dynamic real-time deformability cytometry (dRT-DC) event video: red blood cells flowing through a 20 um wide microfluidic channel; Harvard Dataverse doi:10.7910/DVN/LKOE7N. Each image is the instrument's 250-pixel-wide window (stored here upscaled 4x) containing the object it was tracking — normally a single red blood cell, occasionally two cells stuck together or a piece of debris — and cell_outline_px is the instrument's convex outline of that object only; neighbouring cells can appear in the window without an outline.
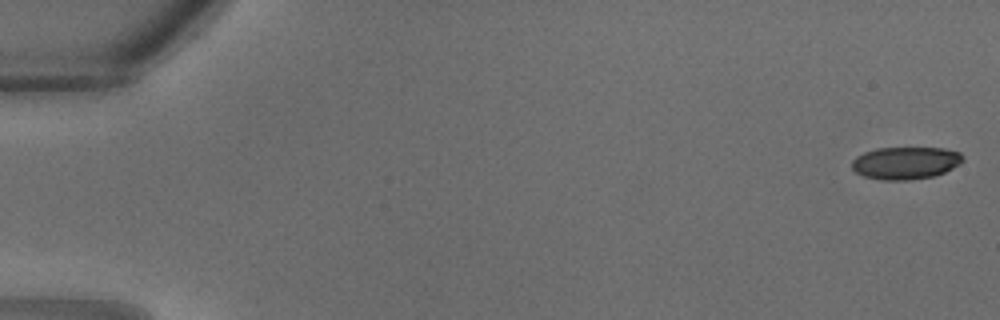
{"species": "common noctule bat (a hibernating species)", "species_latin": "Nyctalus noctula", "temperature_condition": "warm", "stored_images_in_passage": 33, "camera_frame_rate_fps": 3000, "um_per_image_px": 0.085, "animal": {"sex": "male", "body_mass_g": 18.8}, "frame": {"image": 1, "passage_image": 1, "time_ms": 0.0, "image_size_px": [1000, 320], "cell_outline_px": [[964, 160], [960, 164], [944, 172], [932, 176], [908, 180], [880, 180], [864, 176], [856, 172], [852, 168], [852, 160], [856, 156], [864, 152], [876, 148], [944, 148], [960, 152], [964, 156]], "centroid_in_image_um": [76.97, 13.84], "position_along_channel_um": 8.0, "area_um2": 21.04}}
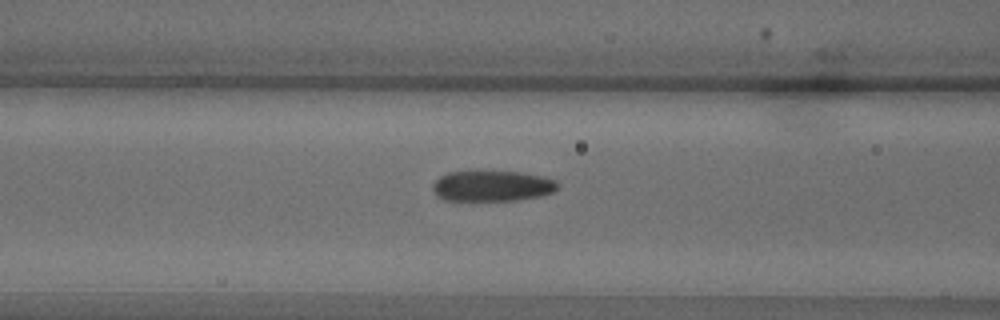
{"frame": {"image": 2, "passage_image": 14, "time_ms": 4.333, "image_size_px": [1000, 320], "cell_outline_px": [[560, 188], [552, 192], [540, 196], [516, 200], [444, 200], [436, 196], [432, 188], [432, 184], [440, 176], [448, 172], [520, 172], [540, 176], [556, 180], [560, 184]], "centroid_in_image_um": [41.84, 15.81], "position_along_channel_um": 124.8, "area_um2": 22.25}}
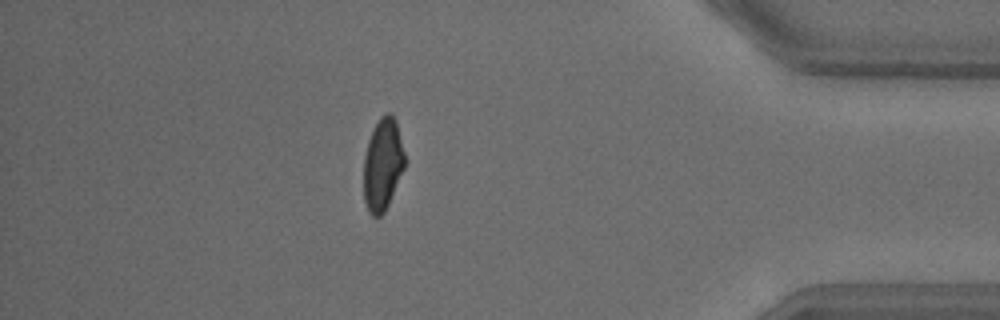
{"frame": {"image": 3, "passage_image": 29, "time_ms": 9.333, "image_size_px": [1000, 320], "cell_outline_px": [[404, 168], [388, 204], [384, 212], [380, 216], [372, 216], [368, 212], [364, 200], [364, 156], [368, 140], [380, 116], [388, 112], [392, 112], [396, 120], [404, 152]], "centroid_in_image_um": [32.52, 13.96], "position_along_channel_um": 402.7, "area_um2": 21.91}}